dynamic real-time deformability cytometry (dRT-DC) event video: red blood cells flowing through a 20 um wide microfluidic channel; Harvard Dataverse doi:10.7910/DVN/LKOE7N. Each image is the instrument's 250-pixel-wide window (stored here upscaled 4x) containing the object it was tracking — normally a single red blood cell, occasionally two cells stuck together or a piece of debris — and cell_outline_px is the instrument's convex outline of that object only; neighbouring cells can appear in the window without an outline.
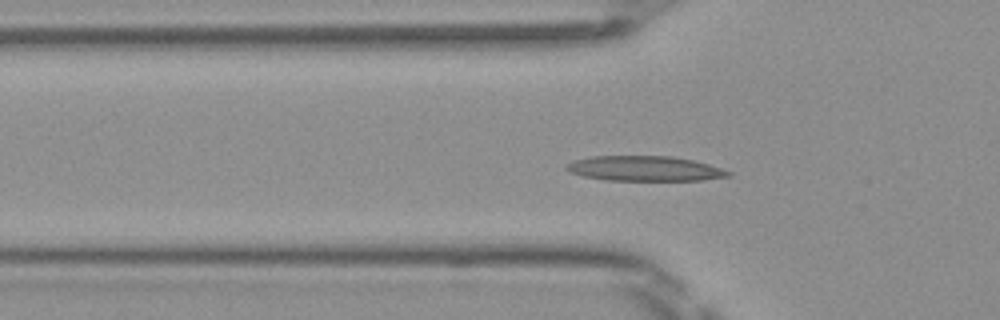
{"species": "Egyptian fruit bat (a non-hibernating species)", "species_latin": "Rousettus aegyptiacus", "temperature_condition": "room temperature", "stored_images_in_passage": 36, "camera_frame_rate_fps": 3000, "um_per_image_px": 0.085, "frame": {"image": 1, "passage_image": 2, "time_ms": 0.333, "image_size_px": [1000, 320], "cell_outline_px": [[732, 176], [704, 180], [608, 180], [584, 176], [568, 172], [564, 168], [564, 164], [572, 160], [592, 156], [672, 156], [692, 160], [708, 164], [732, 172]], "centroid_in_image_um": [54.76, 14.32], "position_along_channel_um": 71.0, "area_um2": 23.7}}
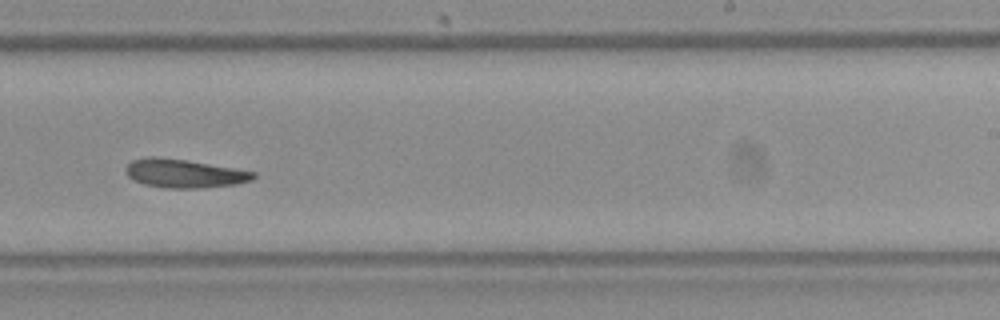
{"frame": {"image": 2, "passage_image": 17, "time_ms": 5.333, "image_size_px": [1000, 320], "cell_outline_px": [[256, 176], [252, 180], [236, 184], [200, 188], [164, 188], [144, 184], [132, 180], [128, 176], [124, 168], [132, 160], [152, 156], [184, 160], [236, 168], [256, 172]], "centroid_in_image_um": [15.65, 14.75], "position_along_channel_um": 273.3, "area_um2": 21.21}}
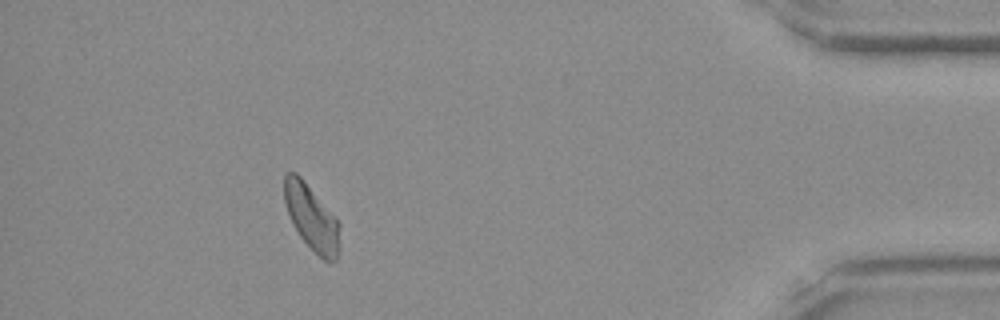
{"frame": {"image": 3, "passage_image": 31, "time_ms": 10.0, "image_size_px": [1000, 320], "cell_outline_px": [[340, 252], [336, 260], [332, 264], [328, 264], [300, 236], [292, 224], [284, 200], [284, 172], [296, 172], [304, 180], [336, 216], [340, 224]], "centroid_in_image_um": [26.52, 18.51], "position_along_channel_um": 408.7, "area_um2": 21.5}, "authors_computed_cell_mechanics": {"area_um2": 21.2704, "velocity_mm_per_s": 4.0354, "shape_relaxation_time_tau1_ms": 8.1874, "shape_relaxation_time_tau2_ms": 2.3929, "deformation_change_tau1": 0.1941, "deformation_change_tau2": 0.0918}}